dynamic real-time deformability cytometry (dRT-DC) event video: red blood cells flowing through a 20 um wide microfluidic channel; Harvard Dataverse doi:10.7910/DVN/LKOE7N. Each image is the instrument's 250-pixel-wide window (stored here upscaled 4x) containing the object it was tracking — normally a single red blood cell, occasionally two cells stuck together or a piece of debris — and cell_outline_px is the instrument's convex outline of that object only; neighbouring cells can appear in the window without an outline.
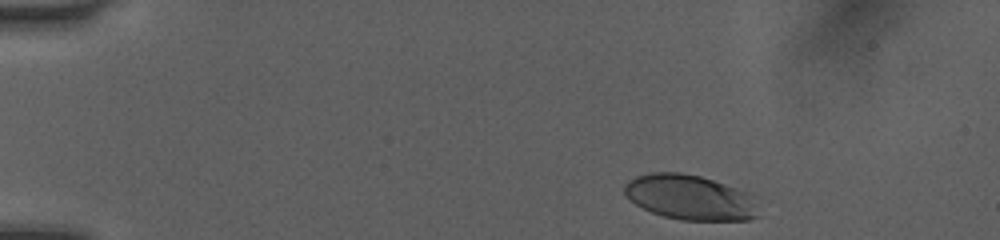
{"species": "human", "species_latin": "Homo sapiens", "temperature_condition": "room temperature", "stored_images_in_passage": 39, "camera_frame_rate_fps": 3000, "um_per_image_px": 0.085, "donor": {"sex": "female"}, "frame": {"image": 1, "passage_image": 2, "time_ms": 0.333, "image_size_px": [1000, 240], "cell_outline_px": [[760, 216], [748, 220], [680, 220], [664, 216], [652, 212], [636, 204], [624, 192], [624, 184], [628, 180], [636, 176], [648, 172], [680, 172], [700, 176], [736, 188], [752, 196]], "centroid_in_image_um": [58.63, 16.77], "position_along_channel_um": 26.4, "area_um2": 34.97}}
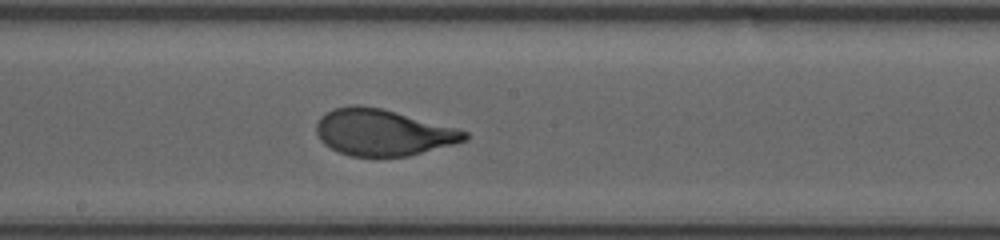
{"frame": {"image": 2, "passage_image": 23, "time_ms": 7.333, "image_size_px": [1000, 240], "cell_outline_px": [[468, 140], [408, 156], [352, 156], [340, 152], [324, 144], [320, 140], [316, 132], [316, 124], [320, 116], [324, 112], [332, 108], [352, 104], [356, 104], [380, 108], [456, 128], [468, 132]], "centroid_in_image_um": [32.5, 11.24], "position_along_channel_um": 215.7, "area_um2": 39.88}}
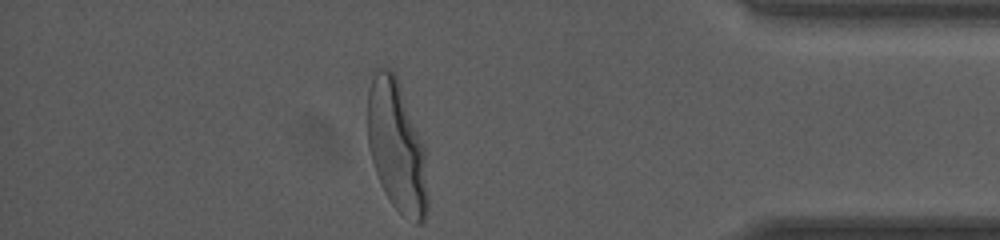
{"frame": {"image": 3, "passage_image": 39, "time_ms": 12.667, "image_size_px": [1000, 240], "cell_outline_px": [[428, 208], [424, 220], [420, 224], [416, 224], [404, 216], [392, 204], [384, 192], [380, 184], [368, 148], [368, 92], [372, 76], [376, 68], [388, 68], [396, 76], [424, 144], [428, 200]], "centroid_in_image_um": [33.72, 12.48], "position_along_channel_um": 401.5, "area_um2": 45.84}, "authors_computed_cell_mechanics": {"area_um2": 39.4774, "velocity_mm_per_s": 4.0508, "shape_relaxation_time_tau1_ms": 3.1901, "shape_relaxation_time_tau2_ms": null, "deformation_change_tau1": 0.1995, "deformation_change_tau2": null}}